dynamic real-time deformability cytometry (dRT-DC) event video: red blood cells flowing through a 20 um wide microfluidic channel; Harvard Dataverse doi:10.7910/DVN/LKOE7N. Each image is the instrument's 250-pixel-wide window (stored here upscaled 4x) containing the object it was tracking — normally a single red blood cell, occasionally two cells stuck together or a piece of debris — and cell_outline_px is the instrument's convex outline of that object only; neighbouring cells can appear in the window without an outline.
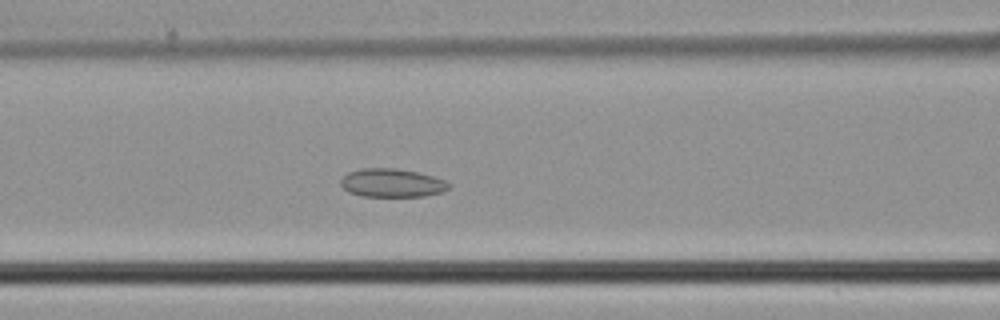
{"species": "common noctule bat (a hibernating species)", "species_latin": "Nyctalus noctula", "temperature_condition": "cold", "stored_images_in_passage": 44, "camera_frame_rate_fps": 3000, "um_per_image_px": 0.085, "animal": {"sex": "male", "body_mass_g": 21.5, "forearm_length_mm": 52.0}, "frame": {"image": 1, "passage_image": 17, "time_ms": 5.333, "image_size_px": [1000, 320], "cell_outline_px": [[452, 184], [444, 192], [424, 196], [364, 196], [348, 192], [340, 184], [340, 180], [348, 172], [364, 168], [396, 168], [416, 172], [432, 176], [444, 180]], "centroid_in_image_um": [33.32, 15.55], "position_along_channel_um": 133.3, "area_um2": 17.86}}
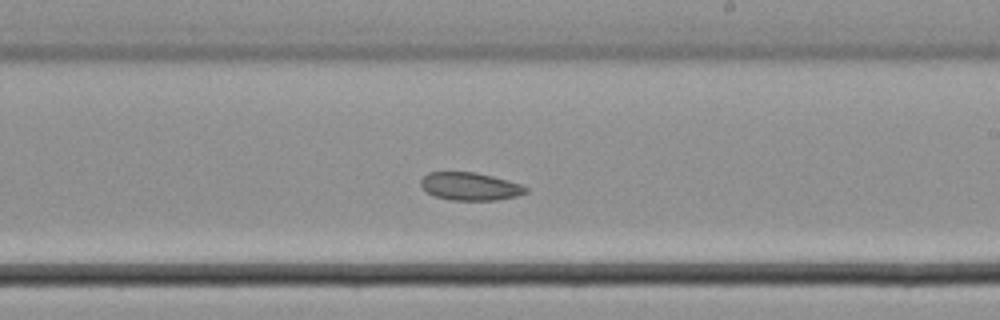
{"frame": {"image": 2, "passage_image": 25, "time_ms": 8.0, "image_size_px": [1000, 320], "cell_outline_px": [[528, 192], [516, 196], [496, 200], [448, 200], [436, 196], [428, 192], [420, 184], [420, 180], [428, 172], [476, 172], [508, 180], [520, 184], [528, 188]], "centroid_in_image_um": [39.96, 15.84], "position_along_channel_um": 249.0, "area_um2": 16.99}}
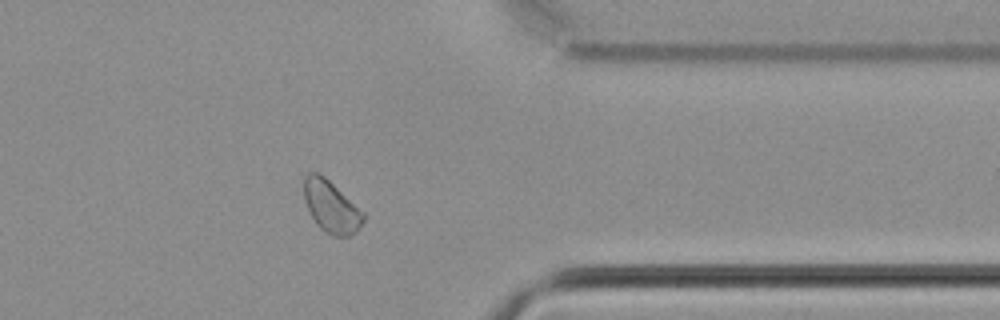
{"frame": {"image": 3, "passage_image": 35, "time_ms": 11.333, "image_size_px": [1000, 320], "cell_outline_px": [[364, 220], [356, 232], [348, 236], [332, 236], [324, 232], [316, 224], [304, 200], [304, 176], [308, 172], [316, 172], [324, 176], [364, 212]], "centroid_in_image_um": [28.14, 17.57], "position_along_channel_um": 383.3, "area_um2": 17.86}}